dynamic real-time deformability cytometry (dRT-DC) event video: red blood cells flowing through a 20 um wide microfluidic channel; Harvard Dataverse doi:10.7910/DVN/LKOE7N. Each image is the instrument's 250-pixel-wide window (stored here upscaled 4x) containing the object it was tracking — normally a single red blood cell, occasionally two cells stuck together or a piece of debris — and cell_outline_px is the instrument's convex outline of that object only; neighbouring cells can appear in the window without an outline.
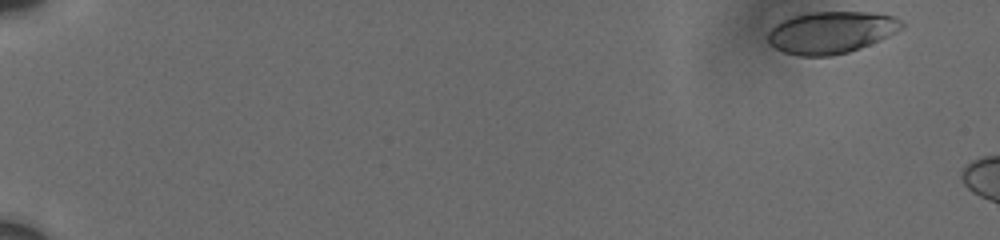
{"species": "human", "species_latin": "Homo sapiens", "temperature_condition": "cold", "stored_images_in_passage": 3, "camera_frame_rate_fps": 3000, "um_per_image_px": 0.085, "donor": {"sex": "male"}, "frame": {"image": 1, "passage_image": 1, "time_ms": 0.0, "image_size_px": [1000, 240], "cell_outline_px": [[904, 28], [880, 40], [860, 48], [848, 52], [832, 56], [800, 56], [784, 52], [776, 48], [768, 40], [768, 32], [776, 24], [792, 16], [812, 12], [868, 12], [892, 16], [900, 20], [904, 24]], "centroid_in_image_um": [70.66, 2.76], "position_along_channel_um": 14.3, "area_um2": 32.54}}